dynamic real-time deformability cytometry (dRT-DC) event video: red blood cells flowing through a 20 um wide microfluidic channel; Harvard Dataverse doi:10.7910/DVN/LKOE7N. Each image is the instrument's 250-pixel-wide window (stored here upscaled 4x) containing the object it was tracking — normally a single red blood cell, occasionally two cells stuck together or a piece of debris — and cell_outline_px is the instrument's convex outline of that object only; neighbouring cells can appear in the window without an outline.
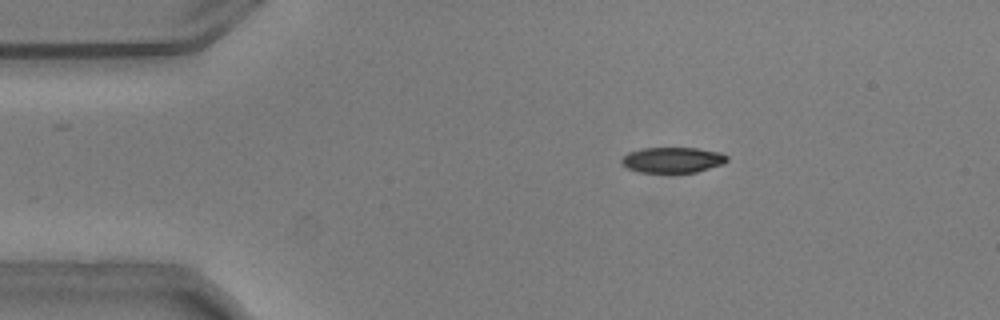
{"species": "common noctule bat (a hibernating species)", "species_latin": "Nyctalus noctula", "temperature_condition": "warm", "stored_images_in_passage": 54, "camera_frame_rate_fps": 3000, "um_per_image_px": 0.085, "animal": {"sex": "male", "body_mass_g": 20.5, "forearm_length_mm": 52.5}, "frame": {"image": 1, "passage_image": 9, "time_ms": 2.667, "image_size_px": [1000, 320], "cell_outline_px": [[728, 160], [724, 164], [696, 172], [640, 172], [628, 168], [620, 164], [620, 160], [628, 152], [640, 148], [696, 148], [720, 152], [728, 156]], "centroid_in_image_um": [57.17, 13.59], "position_along_channel_um": 27.8, "area_um2": 15.78}}
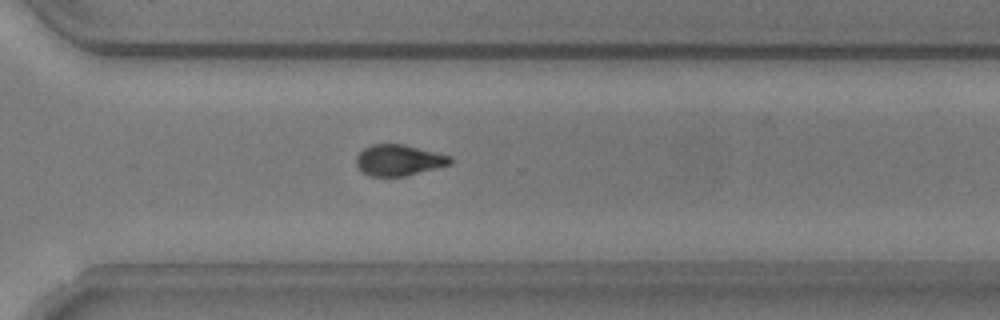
{"frame": {"image": 2, "passage_image": 38, "time_ms": 12.333, "image_size_px": [1000, 320], "cell_outline_px": [[452, 164], [404, 176], [372, 176], [364, 172], [356, 164], [356, 156], [364, 148], [372, 144], [404, 144], [452, 156]], "centroid_in_image_um": [33.92, 13.6], "position_along_channel_um": 336.7, "area_um2": 16.88}}
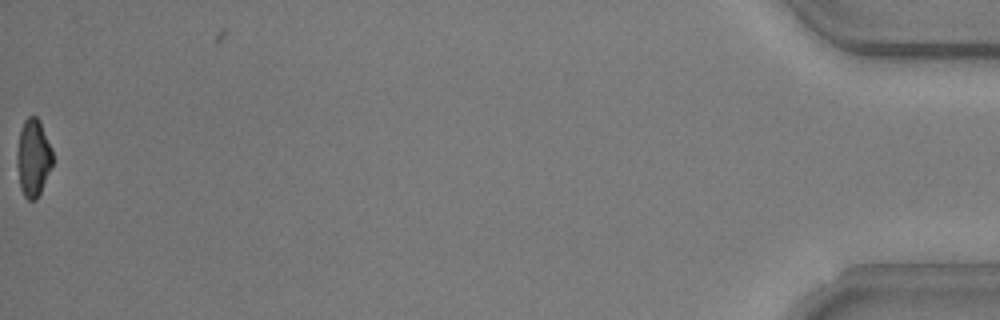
{"frame": {"image": 3, "passage_image": 54, "time_ms": 17.667, "image_size_px": [1000, 320], "cell_outline_px": [[52, 164], [40, 192], [36, 200], [28, 200], [24, 196], [20, 188], [16, 168], [16, 152], [20, 132], [24, 120], [28, 116], [36, 116], [40, 120], [52, 148]], "centroid_in_image_um": [2.8, 13.4], "position_along_channel_um": 432.4, "area_um2": 16.18}, "authors_computed_cell_mechanics": {"area_um2": 16.8776, "velocity_mm_per_s": 3.7429, "shape_relaxation_time_tau1_ms": 2.7771, "shape_relaxation_time_tau2_ms": 6.0207, "deformation_change_tau1": 0.1506, "deformation_change_tau2": 0.1278}}